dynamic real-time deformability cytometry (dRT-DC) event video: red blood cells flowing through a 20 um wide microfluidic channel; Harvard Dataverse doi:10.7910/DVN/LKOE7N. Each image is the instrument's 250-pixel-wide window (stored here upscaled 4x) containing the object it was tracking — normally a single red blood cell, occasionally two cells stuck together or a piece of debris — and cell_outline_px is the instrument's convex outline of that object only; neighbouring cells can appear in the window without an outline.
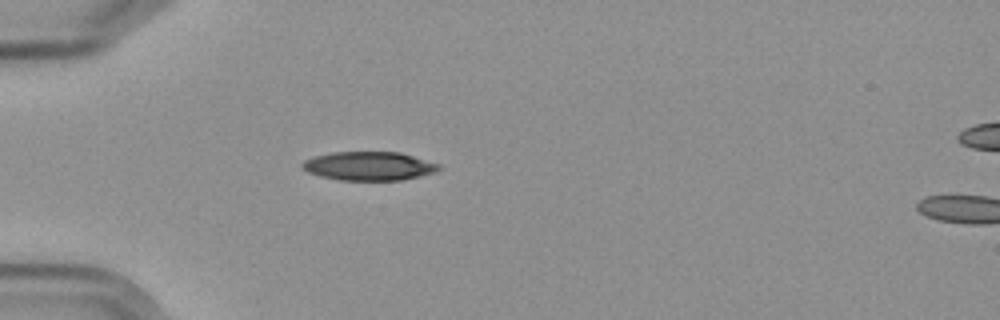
{"species": "Egyptian fruit bat (a non-hibernating species)", "species_latin": "Rousettus aegyptiacus", "temperature_condition": "cold", "stored_images_in_passage": 2, "camera_frame_rate_fps": 3000, "um_per_image_px": 0.085, "frame": {"image": 1, "passage_image": 1, "time_ms": 0.0, "image_size_px": [1000, 320], "cell_outline_px": [[444, 168], [436, 172], [420, 176], [400, 180], [340, 180], [320, 176], [308, 172], [300, 168], [300, 164], [304, 160], [316, 156], [332, 152], [400, 152], [440, 164]], "centroid_in_image_um": [31.37, 14.11], "position_along_channel_um": 53.6, "area_um2": 23.0}}